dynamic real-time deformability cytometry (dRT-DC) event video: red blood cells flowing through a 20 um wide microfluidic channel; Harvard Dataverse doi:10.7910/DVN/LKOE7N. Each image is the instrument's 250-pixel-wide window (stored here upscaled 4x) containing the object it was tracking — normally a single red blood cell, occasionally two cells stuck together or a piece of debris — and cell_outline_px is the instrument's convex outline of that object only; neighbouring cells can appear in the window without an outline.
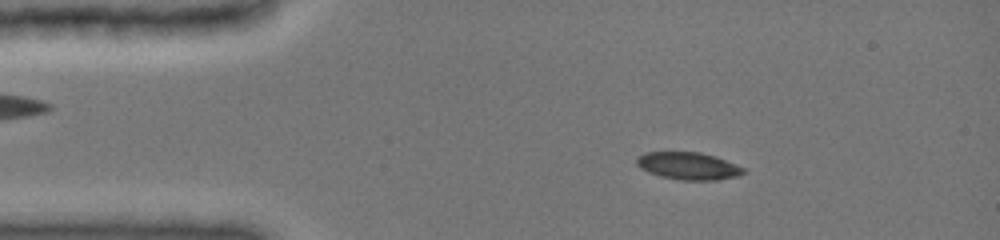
{"species": "common noctule bat (a hibernating species)", "species_latin": "Nyctalus noctula", "temperature_condition": "cold", "stored_images_in_passage": 25, "camera_frame_rate_fps": 3000, "um_per_image_px": 0.085, "animal": {"sex": "female", "body_mass_g": 19.0, "forearm_length_mm": 51.5}, "frame": {"image": 1, "passage_image": 3, "time_ms": 1.667, "image_size_px": [1000, 240], "cell_outline_px": [[744, 172], [736, 176], [716, 180], [684, 180], [660, 176], [648, 172], [640, 168], [636, 164], [636, 156], [644, 152], [700, 152], [716, 156], [736, 164], [744, 168]], "centroid_in_image_um": [58.46, 14.09], "position_along_channel_um": 26.5, "area_um2": 17.05}}
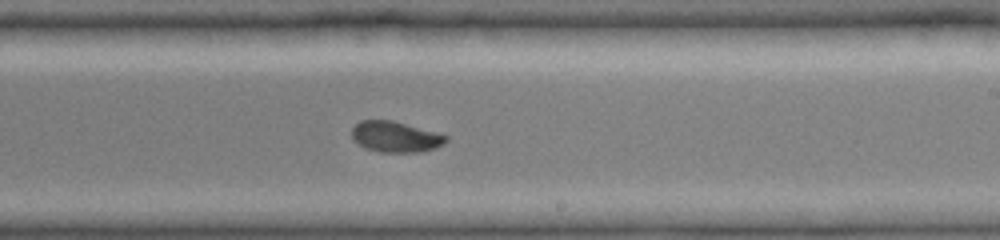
{"frame": {"image": 2, "passage_image": 16, "time_ms": 8.667, "image_size_px": [1000, 240], "cell_outline_px": [[448, 140], [444, 144], [436, 148], [420, 152], [380, 152], [364, 148], [352, 140], [352, 128], [360, 120], [392, 120], [440, 132], [448, 136]], "centroid_in_image_um": [33.64, 11.62], "position_along_channel_um": 255.4, "area_um2": 17.28}}
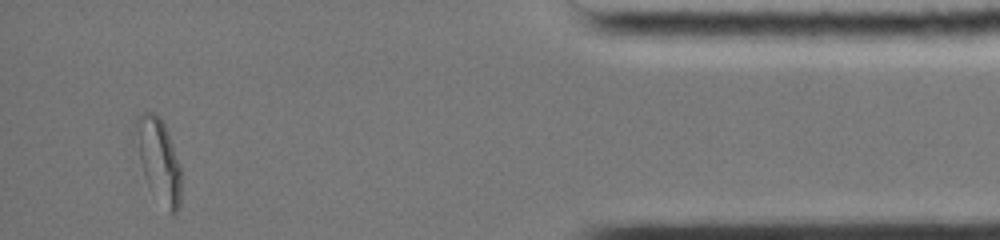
{"frame": {"image": 3, "passage_image": 25, "time_ms": 14.0, "image_size_px": [1000, 240], "cell_outline_px": [[180, 204], [176, 212], [172, 216], [168, 212], [148, 188], [132, 140], [136, 116], [144, 112], [156, 112], [160, 116], [168, 132], [180, 168]], "centroid_in_image_um": [13.41, 13.58], "position_along_channel_um": 421.8, "area_um2": 22.77}, "authors_computed_cell_mechanics": {"area_um2": 17.9758, "velocity_mm_per_s": 3.9688, "shape_relaxation_time_tau1_ms": null, "shape_relaxation_time_tau2_ms": 1.6465, "deformation_change_tau1": null, "deformation_change_tau2": 0.0399}}